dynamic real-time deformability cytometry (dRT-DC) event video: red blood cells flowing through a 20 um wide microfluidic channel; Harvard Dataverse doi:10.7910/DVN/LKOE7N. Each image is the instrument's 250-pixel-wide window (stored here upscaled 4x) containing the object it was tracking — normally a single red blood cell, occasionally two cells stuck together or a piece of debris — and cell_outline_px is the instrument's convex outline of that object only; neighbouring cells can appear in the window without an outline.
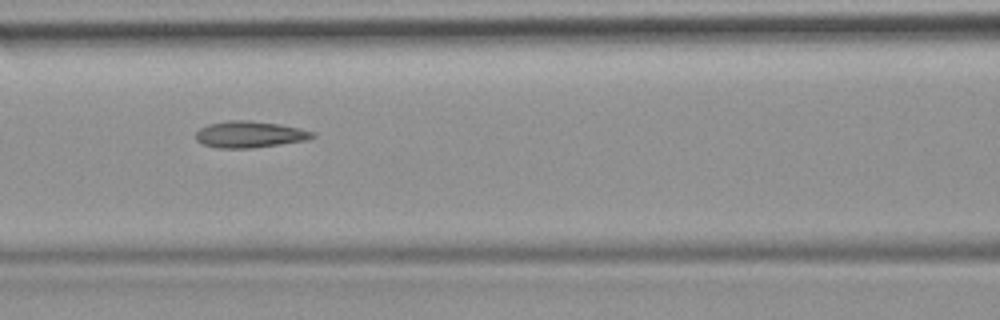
{"species": "common noctule bat (a hibernating species)", "species_latin": "Nyctalus noctula", "temperature_condition": "room temperature", "stored_images_in_passage": 49, "camera_frame_rate_fps": 3000, "um_per_image_px": 0.085, "animal": {"sex": "female", "body_mass_g": 19.9}, "frame": {"image": 1, "passage_image": 22, "time_ms": 7.0, "image_size_px": [1000, 320], "cell_outline_px": [[316, 136], [304, 140], [252, 148], [220, 148], [200, 144], [196, 140], [196, 132], [200, 128], [208, 124], [228, 120], [248, 120], [280, 124], [300, 128], [316, 132]], "centroid_in_image_um": [21.2, 11.42], "position_along_channel_um": 145.4, "area_um2": 18.03}, "authors_computed_cell_mechanics": {"area_um2": 18.0336, "velocity_mm_per_s": 3.9862, "shape_relaxation_time_tau1_ms": null, "shape_relaxation_time_tau2_ms": 3.0424, "deformation_change_tau1": null, "deformation_change_tau2": 0.1086}}